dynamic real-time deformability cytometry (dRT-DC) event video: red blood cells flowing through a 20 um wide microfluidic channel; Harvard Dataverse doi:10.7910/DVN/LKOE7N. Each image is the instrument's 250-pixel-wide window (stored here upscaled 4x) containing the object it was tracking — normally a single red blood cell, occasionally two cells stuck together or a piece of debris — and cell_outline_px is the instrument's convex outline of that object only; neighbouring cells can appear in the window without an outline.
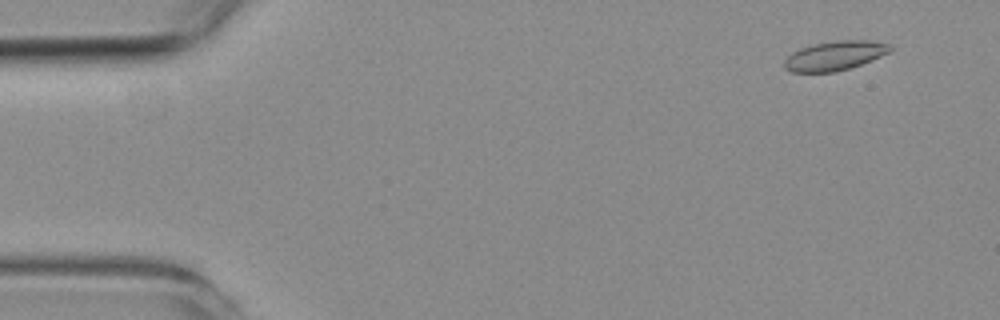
{"species": "common noctule bat (a hibernating species)", "species_latin": "Nyctalus noctula", "temperature_condition": "room temperature", "stored_images_in_passage": 54, "camera_frame_rate_fps": 3000, "um_per_image_px": 0.085, "animal": {"sex": "female", "body_mass_g": 19.3, "forearm_length_mm": 54.1}, "frame": {"image": 1, "passage_image": 3, "time_ms": 0.667, "image_size_px": [1000, 320], "cell_outline_px": [[892, 52], [872, 60], [836, 72], [788, 72], [784, 68], [784, 60], [792, 52], [800, 48], [812, 44], [836, 40], [868, 40], [892, 44]], "centroid_in_image_um": [70.97, 4.73], "position_along_channel_um": 14.0, "area_um2": 18.32}}
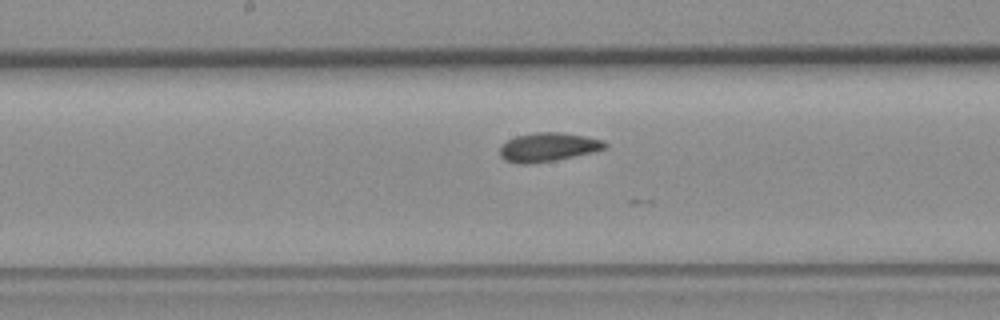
{"frame": {"image": 2, "passage_image": 27, "time_ms": 8.667, "image_size_px": [1000, 320], "cell_outline_px": [[608, 148], [596, 152], [556, 160], [528, 164], [520, 164], [504, 160], [500, 156], [500, 148], [508, 140], [516, 136], [536, 132], [560, 132], [584, 136], [604, 140], [608, 144]], "centroid_in_image_um": [46.64, 12.51], "position_along_channel_um": 201.6, "area_um2": 17.8}}
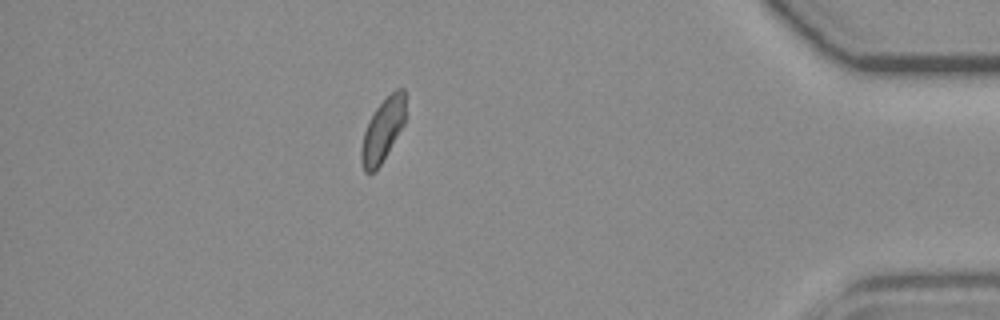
{"frame": {"image": 3, "passage_image": 47, "time_ms": 15.333, "image_size_px": [1000, 320], "cell_outline_px": [[404, 124], [380, 164], [372, 172], [364, 172], [360, 160], [360, 148], [364, 132], [368, 120], [376, 108], [396, 88], [404, 88]], "centroid_in_image_um": [32.49, 11.07], "position_along_channel_um": 402.7, "area_um2": 15.9}, "authors_computed_cell_mechanics": {"area_um2": 17.4556, "velocity_mm_per_s": 3.7395, "shape_relaxation_time_tau1_ms": 6.2403, "shape_relaxation_time_tau2_ms": 6.2221, "deformation_change_tau1": 0.105, "deformation_change_tau2": 0.1019}}